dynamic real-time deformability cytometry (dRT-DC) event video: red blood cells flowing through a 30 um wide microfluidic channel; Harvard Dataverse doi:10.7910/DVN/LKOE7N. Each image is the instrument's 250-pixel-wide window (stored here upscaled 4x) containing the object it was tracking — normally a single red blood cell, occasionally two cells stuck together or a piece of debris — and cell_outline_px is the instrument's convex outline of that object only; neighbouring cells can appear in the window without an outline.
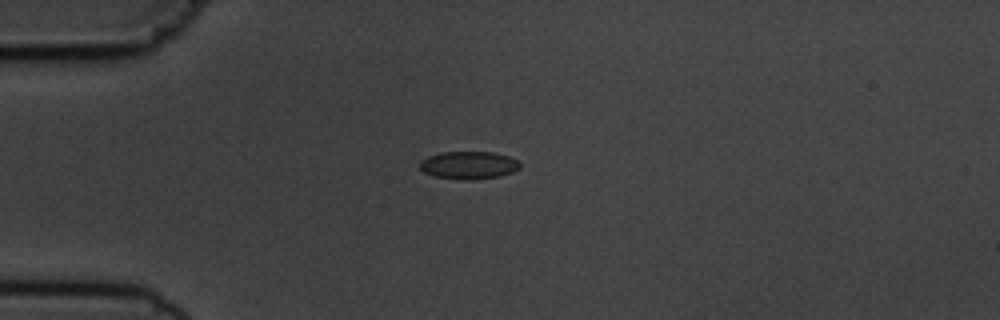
{"species": "common noctule bat (a hibernating species)", "species_latin": "Nyctalus noctula", "temperature_condition": "cold", "stored_images_in_passage": 2, "camera_frame_rate_fps": 3000, "um_per_image_px": 0.085, "animal": {"sex": "male", "body_mass_g": 19.5, "forearm_length_mm": 54.6}, "frame": {"image": 1, "passage_image": 2, "time_ms": 1.333, "image_size_px": [1000, 320], "cell_outline_px": [[520, 168], [512, 172], [500, 176], [472, 180], [468, 180], [432, 176], [424, 172], [420, 168], [420, 160], [428, 156], [440, 152], [492, 152], [508, 156], [516, 160], [520, 164]], "centroid_in_image_um": [39.82, 14.04], "position_along_channel_um": 45.2, "area_um2": 16.18}}